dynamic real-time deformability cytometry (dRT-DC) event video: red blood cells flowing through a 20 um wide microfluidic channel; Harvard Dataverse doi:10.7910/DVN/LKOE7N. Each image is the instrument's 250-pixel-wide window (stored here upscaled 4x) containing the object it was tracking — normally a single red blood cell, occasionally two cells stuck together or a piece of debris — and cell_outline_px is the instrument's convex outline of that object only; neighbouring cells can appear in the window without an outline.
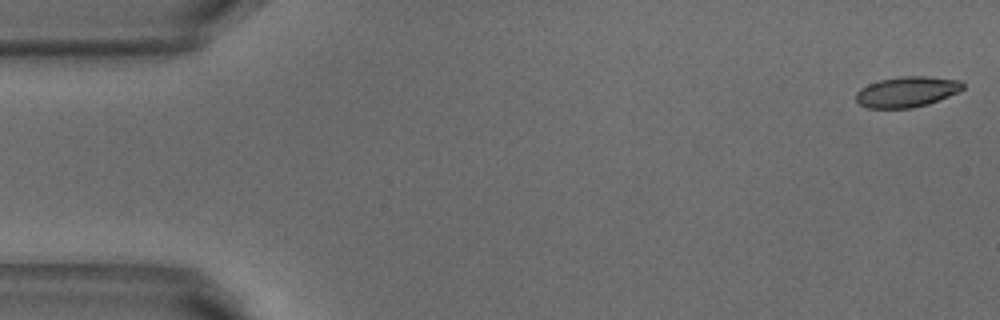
{"species": "common noctule bat (a hibernating species)", "species_latin": "Nyctalus noctula", "temperature_condition": "warm", "stored_images_in_passage": 4, "camera_frame_rate_fps": 3000, "um_per_image_px": 0.085, "animal": {"sex": "male", "body_mass_g": 18.8}, "frame": {"image": 1, "passage_image": 1, "time_ms": 0.0, "image_size_px": [1000, 320], "cell_outline_px": [[964, 88], [948, 96], [928, 104], [912, 108], [868, 108], [860, 104], [856, 100], [856, 92], [860, 88], [868, 84], [880, 80], [900, 76], [928, 76], [960, 80], [964, 84]], "centroid_in_image_um": [77.07, 7.8], "position_along_channel_um": 7.9, "area_um2": 19.02}}
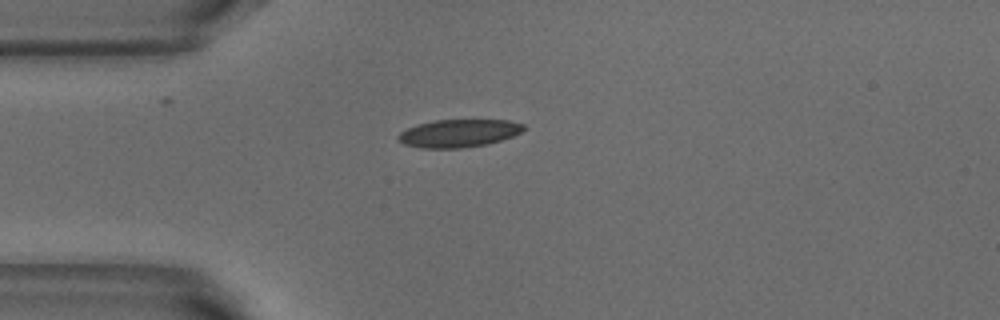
{"frame": {"image": 2, "passage_image": 4, "time_ms": 1.0, "image_size_px": [1000, 320], "cell_outline_px": [[524, 128], [520, 132], [512, 136], [488, 144], [460, 148], [420, 148], [404, 144], [396, 136], [400, 132], [416, 124], [436, 120], [508, 120], [524, 124]], "centroid_in_image_um": [38.96, 11.32], "position_along_channel_um": 46.0, "area_um2": 20.23}}